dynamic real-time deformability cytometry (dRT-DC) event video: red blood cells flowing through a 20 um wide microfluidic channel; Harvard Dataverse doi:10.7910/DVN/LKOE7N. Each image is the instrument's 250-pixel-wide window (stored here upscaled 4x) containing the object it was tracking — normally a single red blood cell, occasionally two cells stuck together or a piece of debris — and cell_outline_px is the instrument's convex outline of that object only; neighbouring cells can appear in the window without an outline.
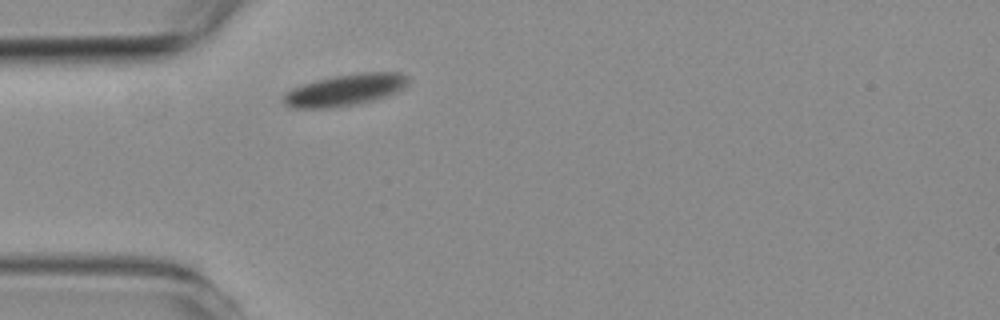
{"species": "common noctule bat (a hibernating species)", "species_latin": "Nyctalus noctula", "temperature_condition": "room temperature", "stored_images_in_passage": 1, "camera_frame_rate_fps": 3000, "um_per_image_px": 0.085, "animal": {"sex": "female", "body_mass_g": 19.3, "forearm_length_mm": 54.1}, "frame": {"image": 1, "passage_image": 1, "time_ms": 0.0, "image_size_px": [1000, 320], "cell_outline_px": [[408, 84], [396, 92], [388, 96], [356, 104], [336, 108], [292, 108], [284, 104], [280, 100], [280, 96], [284, 92], [292, 88], [316, 80], [332, 76], [360, 72], [400, 72], [408, 76]], "centroid_in_image_um": [29.28, 7.65], "position_along_channel_um": 55.7, "area_um2": 23.35}}